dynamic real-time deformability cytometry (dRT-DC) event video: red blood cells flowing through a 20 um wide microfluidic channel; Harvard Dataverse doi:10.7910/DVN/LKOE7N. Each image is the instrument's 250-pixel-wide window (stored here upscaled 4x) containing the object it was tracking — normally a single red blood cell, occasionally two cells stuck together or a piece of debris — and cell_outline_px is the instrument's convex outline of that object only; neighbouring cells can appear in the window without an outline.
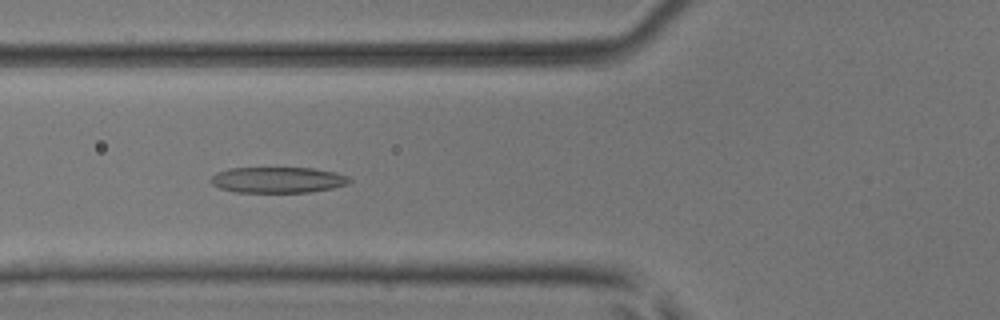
{"species": "common noctule bat (a hibernating species)", "species_latin": "Nyctalus noctula", "temperature_condition": "room temperature", "stored_images_in_passage": 8, "camera_frame_rate_fps": 3000, "um_per_image_px": 0.085, "animal": {"sex": "male", "body_mass_g": 17.9, "forearm_length_mm": 54.2}, "frame": {"image": 1, "passage_image": 6, "time_ms": 1.667, "image_size_px": [1000, 320], "cell_outline_px": [[352, 180], [348, 184], [332, 188], [308, 192], [236, 192], [220, 188], [212, 184], [212, 176], [216, 172], [228, 168], [312, 168], [336, 172], [348, 176]], "centroid_in_image_um": [23.63, 15.28], "position_along_channel_um": 102.2, "area_um2": 20.87}}
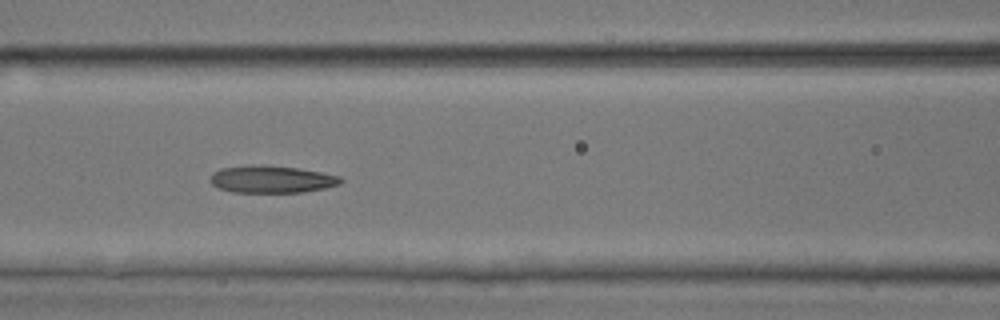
{"frame": {"image": 2, "passage_image": 7, "time_ms": 2.0, "image_size_px": [1000, 320], "cell_outline_px": [[344, 180], [340, 184], [324, 188], [304, 192], [232, 192], [220, 188], [212, 184], [212, 172], [220, 168], [252, 164], [296, 168], [320, 172], [340, 176]], "centroid_in_image_um": [23.09, 15.23], "position_along_channel_um": 143.5, "area_um2": 20.58}}